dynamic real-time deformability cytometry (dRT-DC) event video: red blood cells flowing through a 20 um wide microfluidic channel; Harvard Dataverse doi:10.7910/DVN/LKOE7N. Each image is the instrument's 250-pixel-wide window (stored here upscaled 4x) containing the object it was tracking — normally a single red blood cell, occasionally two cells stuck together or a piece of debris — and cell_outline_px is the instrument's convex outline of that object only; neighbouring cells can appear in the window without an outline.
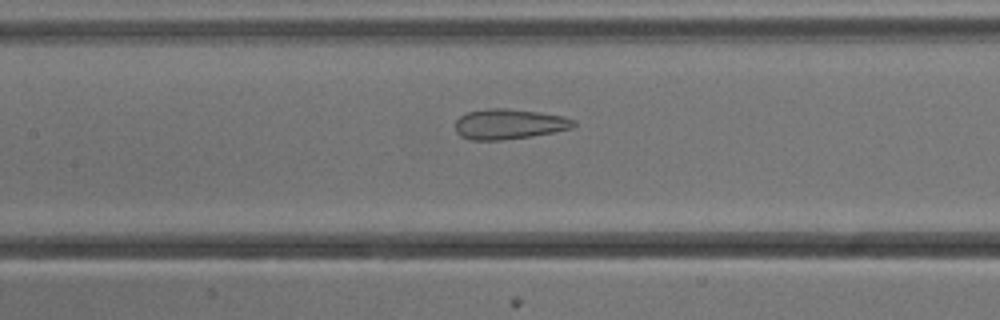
{"species": "common noctule bat (a hibernating species)", "species_latin": "Nyctalus noctula", "temperature_condition": "cold", "stored_images_in_passage": 38, "camera_frame_rate_fps": 3000, "um_per_image_px": 0.085, "animal": {"sex": "male", "body_mass_g": 13.3}, "frame": {"image": 1, "passage_image": 20, "time_ms": 6.333, "image_size_px": [1000, 320], "cell_outline_px": [[576, 124], [572, 128], [556, 132], [532, 136], [504, 140], [468, 140], [460, 136], [456, 132], [456, 120], [460, 116], [468, 112], [488, 108], [508, 108], [540, 112], [564, 116], [576, 120]], "centroid_in_image_um": [43.29, 10.55], "position_along_channel_um": 164.1, "area_um2": 21.15}}
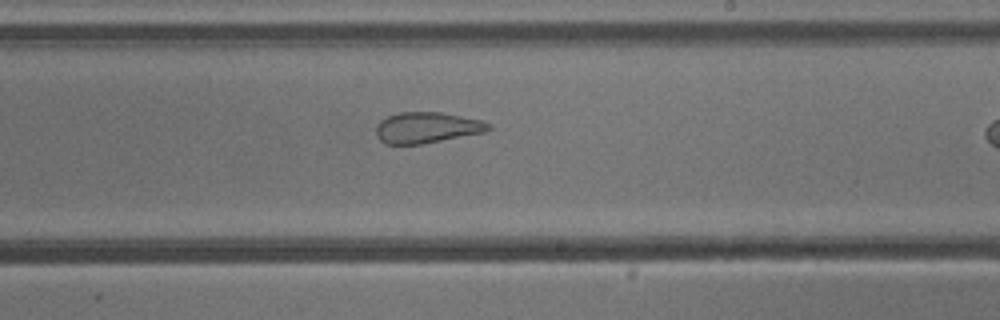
{"frame": {"image": 2, "passage_image": 27, "time_ms": 8.667, "image_size_px": [1000, 320], "cell_outline_px": [[492, 128], [484, 132], [420, 144], [384, 144], [376, 136], [376, 124], [380, 120], [388, 116], [400, 112], [440, 112], [480, 120], [492, 124]], "centroid_in_image_um": [36.25, 10.84], "position_along_channel_um": 252.8, "area_um2": 20.17}}
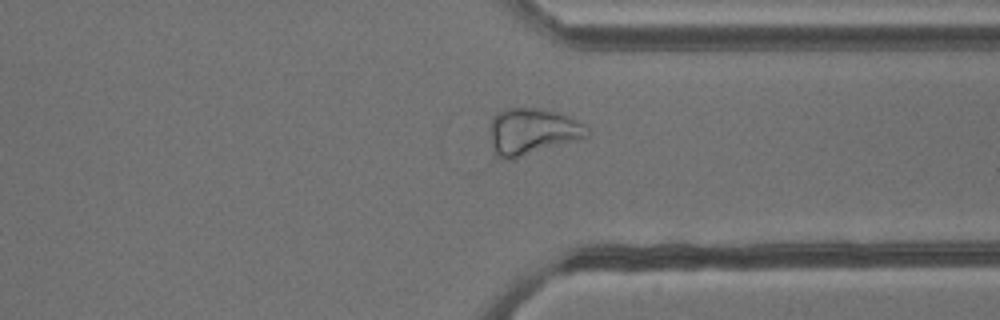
{"frame": {"image": 3, "passage_image": 36, "time_ms": 11.667, "image_size_px": [1000, 320], "cell_outline_px": [[588, 136], [576, 140], [512, 160], [504, 160], [496, 156], [492, 152], [492, 116], [496, 112], [504, 108], [540, 108], [556, 112], [568, 116], [584, 124], [588, 128]], "centroid_in_image_um": [45.21, 11.18], "position_along_channel_um": 366.2, "area_um2": 26.3}}